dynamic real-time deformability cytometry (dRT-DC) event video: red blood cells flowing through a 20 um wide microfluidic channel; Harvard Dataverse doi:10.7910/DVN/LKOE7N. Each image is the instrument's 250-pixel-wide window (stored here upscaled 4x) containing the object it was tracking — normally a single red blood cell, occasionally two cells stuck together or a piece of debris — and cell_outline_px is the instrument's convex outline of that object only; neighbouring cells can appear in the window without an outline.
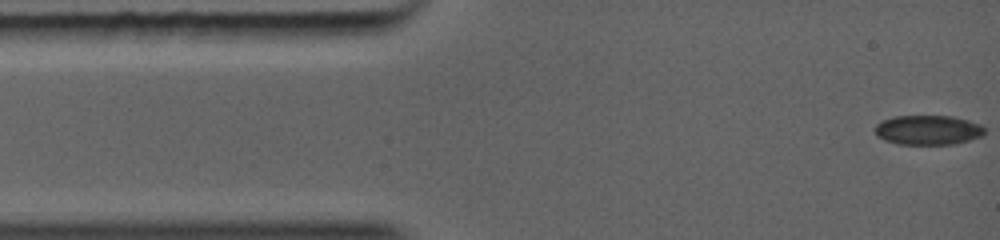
{"species": "common noctule bat (a hibernating species)", "species_latin": "Nyctalus noctula", "temperature_condition": "warm", "stored_images_in_passage": 18, "camera_frame_rate_fps": 5000, "um_per_image_px": 0.085, "animal": {"sex": "female", "body_mass_g": 19.0, "forearm_length_mm": 56.7}, "frame": {"image": 1, "passage_image": 1, "time_ms": 0.0, "image_size_px": [1000, 240], "cell_outline_px": [[984, 132], [980, 136], [968, 140], [952, 144], [896, 144], [884, 140], [876, 136], [876, 124], [880, 120], [892, 116], [952, 116], [968, 120], [980, 124], [984, 128]], "centroid_in_image_um": [78.83, 11.04], "position_along_channel_um": 6.2, "area_um2": 18.9}}
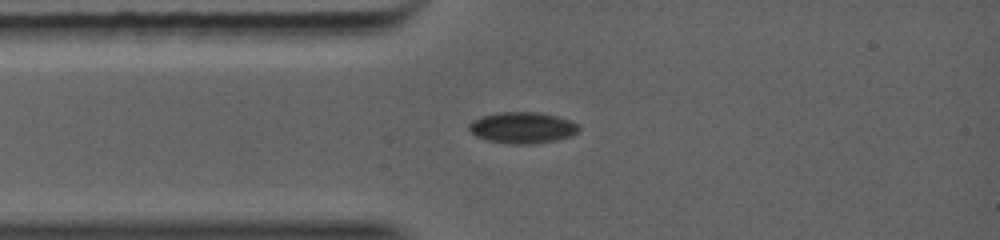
{"frame": {"image": 2, "passage_image": 14, "time_ms": 2.2, "image_size_px": [1000, 240], "cell_outline_px": [[580, 128], [572, 136], [556, 140], [528, 144], [512, 144], [488, 140], [476, 136], [468, 132], [468, 124], [472, 120], [480, 116], [496, 112], [540, 112], [556, 116], [568, 120], [576, 124]], "centroid_in_image_um": [44.34, 10.84], "position_along_channel_um": 40.7, "area_um2": 20.06}}